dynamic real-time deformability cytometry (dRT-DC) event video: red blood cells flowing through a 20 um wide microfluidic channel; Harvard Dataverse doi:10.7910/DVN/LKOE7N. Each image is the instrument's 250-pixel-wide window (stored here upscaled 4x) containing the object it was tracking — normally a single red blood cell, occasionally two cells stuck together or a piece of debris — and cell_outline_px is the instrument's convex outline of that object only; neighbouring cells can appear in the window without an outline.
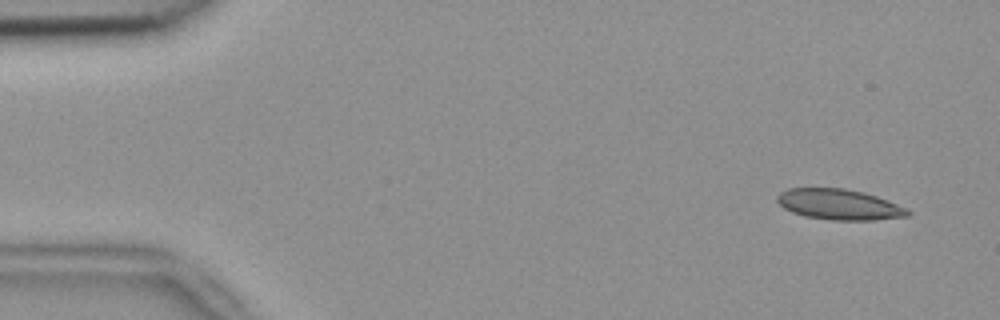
{"species": "common noctule bat (a hibernating species)", "species_latin": "Nyctalus noctula", "temperature_condition": "room temperature", "stored_images_in_passage": 54, "camera_frame_rate_fps": 3000, "um_per_image_px": 0.085, "animal": {"sex": "female", "body_mass_g": 18.4}, "frame": {"image": 1, "passage_image": 4, "time_ms": 1.0, "image_size_px": [1000, 320], "cell_outline_px": [[912, 212], [908, 216], [872, 220], [832, 220], [804, 216], [792, 212], [784, 208], [776, 200], [776, 196], [780, 192], [788, 188], [844, 188], [864, 192], [876, 196], [908, 208]], "centroid_in_image_um": [71.33, 17.38], "position_along_channel_um": 13.7, "area_um2": 23.35}}
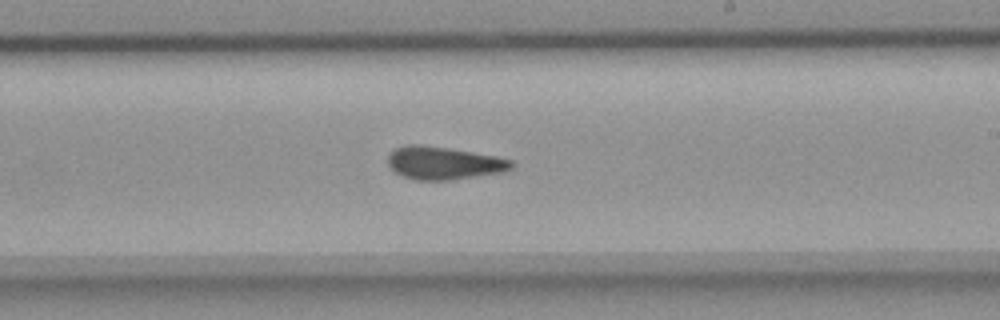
{"frame": {"image": 2, "passage_image": 32, "time_ms": 10.333, "image_size_px": [1000, 320], "cell_outline_px": [[512, 168], [504, 172], [448, 180], [416, 180], [404, 176], [396, 172], [388, 164], [388, 156], [396, 148], [408, 144], [420, 144], [448, 148], [496, 156], [512, 160]], "centroid_in_image_um": [37.72, 13.85], "position_along_channel_um": 251.3, "area_um2": 23.41}}
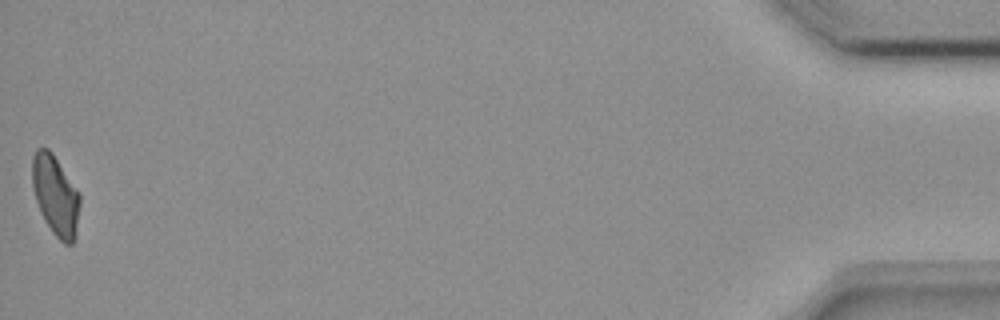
{"frame": {"image": 3, "passage_image": 54, "time_ms": 17.667, "image_size_px": [1000, 320], "cell_outline_px": [[80, 204], [76, 236], [72, 244], [64, 244], [52, 232], [44, 220], [40, 212], [32, 188], [32, 156], [36, 148], [48, 148], [52, 152], [80, 192]], "centroid_in_image_um": [4.72, 16.6], "position_along_channel_um": 430.5, "area_um2": 22.54}, "authors_computed_cell_mechanics": {"area_um2": 23.2934, "velocity_mm_per_s": 3.7603, "shape_relaxation_time_tau1_ms": null, "shape_relaxation_time_tau2_ms": 2.7127, "deformation_change_tau1": null, "deformation_change_tau2": 0.1006}}